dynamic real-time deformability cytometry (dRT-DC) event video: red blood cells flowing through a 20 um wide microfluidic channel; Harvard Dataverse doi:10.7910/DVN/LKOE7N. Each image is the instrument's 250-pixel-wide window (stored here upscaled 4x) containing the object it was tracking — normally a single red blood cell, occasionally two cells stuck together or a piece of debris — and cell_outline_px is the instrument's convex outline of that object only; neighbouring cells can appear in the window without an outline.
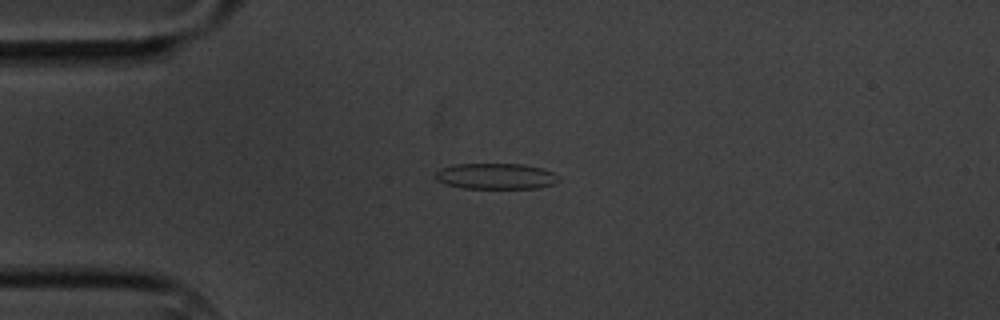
{"species": "common noctule bat (a hibernating species)", "species_latin": "Nyctalus noctula", "temperature_condition": "cold", "stored_images_in_passage": 10, "camera_frame_rate_fps": 3000, "um_per_image_px": 0.085, "animal": {"sex": "male", "body_mass_g": 20.1, "forearm_length_mm": 53.5}, "frame": {"image": 1, "passage_image": 4, "time_ms": 3.333, "image_size_px": [1000, 320], "cell_outline_px": [[560, 180], [552, 184], [540, 188], [464, 188], [444, 184], [436, 180], [432, 176], [440, 168], [456, 164], [520, 164], [540, 168], [552, 172], [560, 176]], "centroid_in_image_um": [42.11, 14.98], "position_along_channel_um": 42.9, "area_um2": 18.67}}
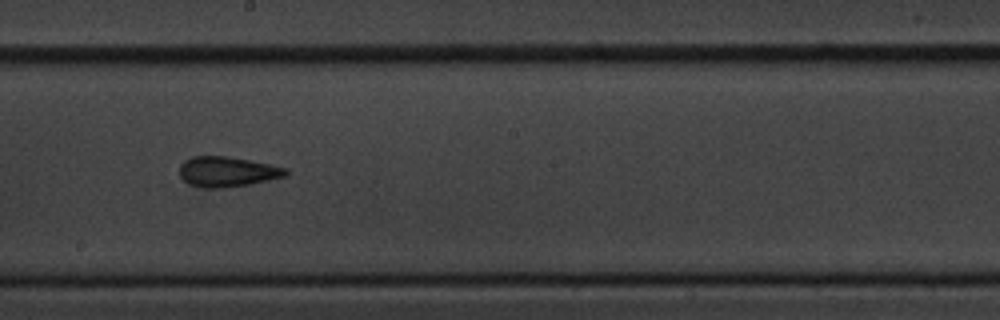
{"frame": {"image": 2, "passage_image": 9, "time_ms": 9.333, "image_size_px": [1000, 320], "cell_outline_px": [[288, 172], [284, 176], [268, 180], [248, 184], [224, 188], [204, 188], [188, 184], [180, 176], [180, 164], [184, 160], [192, 156], [224, 156], [248, 160], [288, 168]], "centroid_in_image_um": [19.27, 14.6], "position_along_channel_um": 228.9, "area_um2": 18.55}}
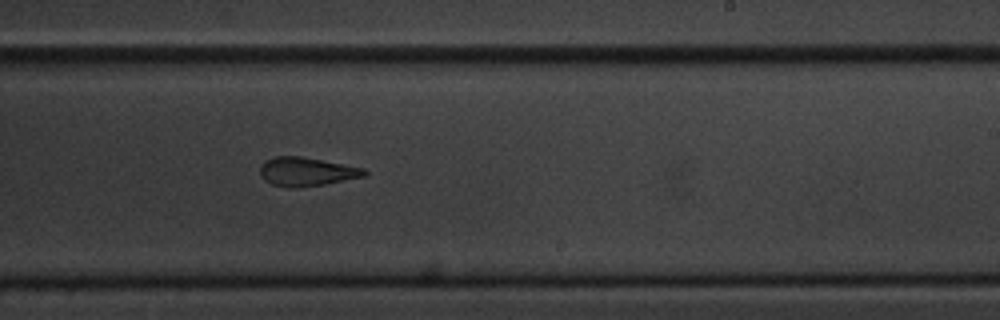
{"frame": {"image": 3, "passage_image": 10, "time_ms": 10.333, "image_size_px": [1000, 320], "cell_outline_px": [[368, 176], [324, 184], [292, 188], [288, 188], [272, 184], [264, 180], [260, 176], [260, 164], [264, 160], [276, 156], [300, 156], [364, 168], [368, 172]], "centroid_in_image_um": [26.04, 14.59], "position_along_channel_um": 263.0, "area_um2": 17.57}}